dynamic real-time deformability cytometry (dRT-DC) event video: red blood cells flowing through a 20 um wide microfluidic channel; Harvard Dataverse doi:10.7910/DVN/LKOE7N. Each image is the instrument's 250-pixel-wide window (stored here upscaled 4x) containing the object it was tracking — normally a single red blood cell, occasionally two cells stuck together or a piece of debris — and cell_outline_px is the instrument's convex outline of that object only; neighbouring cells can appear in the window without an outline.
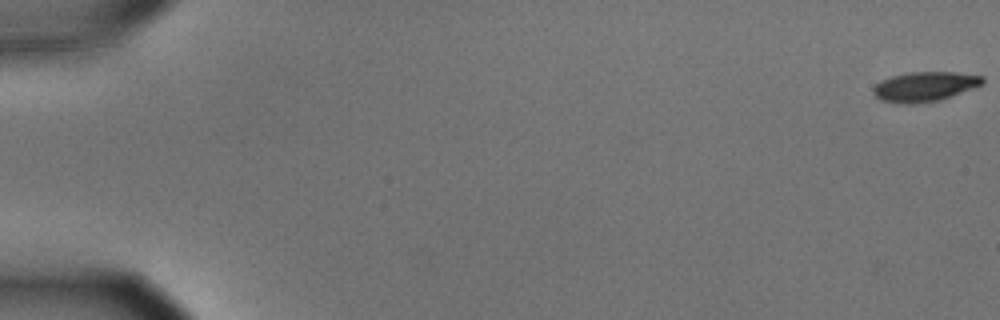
{"species": "common noctule bat (a hibernating species)", "species_latin": "Nyctalus noctula", "temperature_condition": "cold", "stored_images_in_passage": 58, "camera_frame_rate_fps": 3000, "um_per_image_px": 0.085, "animal": {"sex": "male", "body_mass_g": 15.6}, "frame": {"image": 1, "passage_image": 1, "time_ms": 0.0, "image_size_px": [1000, 320], "cell_outline_px": [[984, 84], [936, 100], [916, 104], [904, 104], [880, 100], [872, 92], [872, 88], [880, 80], [892, 76], [908, 72], [956, 72], [984, 76]], "centroid_in_image_um": [78.56, 7.35], "position_along_channel_um": 6.4, "area_um2": 18.79}}
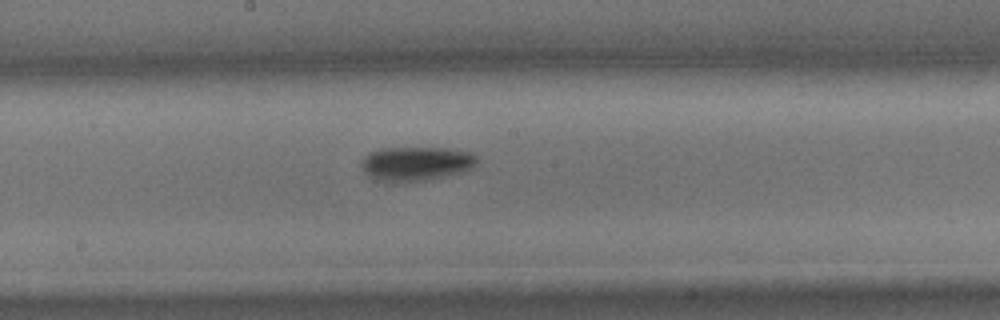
{"frame": {"image": 2, "passage_image": 32, "time_ms": 10.333, "image_size_px": [1000, 320], "cell_outline_px": [[476, 164], [472, 168], [460, 172], [428, 180], [396, 184], [388, 184], [368, 176], [364, 172], [360, 164], [360, 160], [368, 152], [380, 148], [448, 148], [472, 152], [476, 156]], "centroid_in_image_um": [35.29, 13.93], "position_along_channel_um": 212.9, "area_um2": 23.64}}
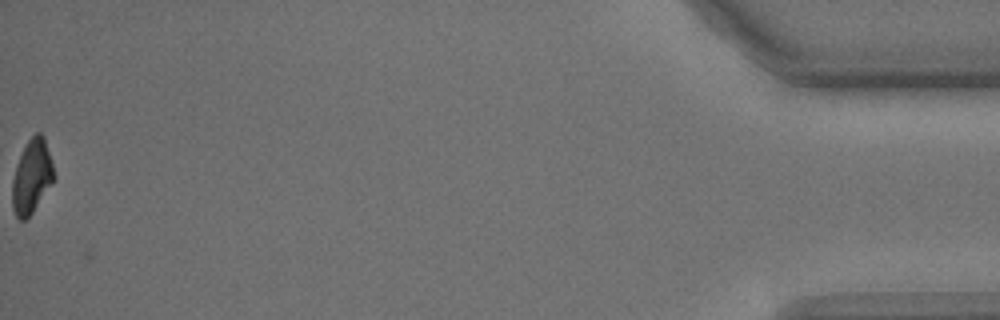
{"frame": {"image": 3, "passage_image": 58, "time_ms": 19.0, "image_size_px": [1000, 320], "cell_outline_px": [[56, 176], [32, 212], [24, 220], [20, 220], [16, 216], [12, 208], [12, 180], [20, 156], [28, 140], [36, 132], [40, 132], [44, 136]], "centroid_in_image_um": [2.7, 14.99], "position_along_channel_um": 432.5, "area_um2": 17.57}, "authors_computed_cell_mechanics": {"area_um2": 20.3167, "velocity_mm_per_s": 3.5855, "shape_relaxation_time_tau1_ms": 2.9886, "shape_relaxation_time_tau2_ms": null, "deformation_change_tau1": 0.1244, "deformation_change_tau2": null}}